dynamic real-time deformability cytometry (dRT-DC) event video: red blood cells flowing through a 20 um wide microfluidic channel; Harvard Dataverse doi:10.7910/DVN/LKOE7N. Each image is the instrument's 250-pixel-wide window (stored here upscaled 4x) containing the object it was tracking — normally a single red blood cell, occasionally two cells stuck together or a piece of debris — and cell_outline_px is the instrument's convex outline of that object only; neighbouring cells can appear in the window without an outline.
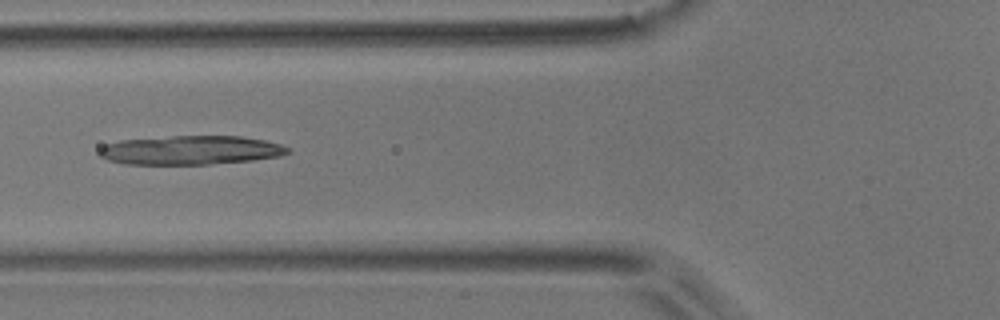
{"species": "common noctule bat (a hibernating species)", "species_latin": "Nyctalus noctula", "temperature_condition": "room temperature", "stored_images_in_passage": 2, "camera_frame_rate_fps": 3000, "um_per_image_px": 0.085, "animal": {"sex": "male", "body_mass_g": 17.9}, "frame": {"image": 1, "passage_image": 2, "time_ms": 0.333, "image_size_px": [1000, 320], "cell_outline_px": [[292, 152], [280, 156], [252, 160], [208, 164], [124, 164], [108, 160], [96, 156], [96, 152], [104, 144], [120, 140], [172, 136], [240, 136], [264, 140], [280, 144], [292, 148]], "centroid_in_image_um": [16.17, 12.76], "position_along_channel_um": 109.6, "area_um2": 32.14}}